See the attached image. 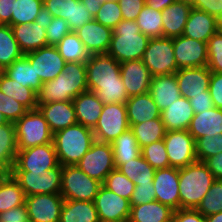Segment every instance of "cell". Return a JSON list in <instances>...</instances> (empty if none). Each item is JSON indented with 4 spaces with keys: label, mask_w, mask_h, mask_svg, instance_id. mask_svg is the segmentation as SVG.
<instances>
[{
    "label": "cell",
    "mask_w": 222,
    "mask_h": 222,
    "mask_svg": "<svg viewBox=\"0 0 222 222\" xmlns=\"http://www.w3.org/2000/svg\"><path fill=\"white\" fill-rule=\"evenodd\" d=\"M90 54H106L112 37V29L95 21L87 22L74 31Z\"/></svg>",
    "instance_id": "obj_22"
},
{
    "label": "cell",
    "mask_w": 222,
    "mask_h": 222,
    "mask_svg": "<svg viewBox=\"0 0 222 222\" xmlns=\"http://www.w3.org/2000/svg\"><path fill=\"white\" fill-rule=\"evenodd\" d=\"M205 217L222 212V179H216L196 208Z\"/></svg>",
    "instance_id": "obj_45"
},
{
    "label": "cell",
    "mask_w": 222,
    "mask_h": 222,
    "mask_svg": "<svg viewBox=\"0 0 222 222\" xmlns=\"http://www.w3.org/2000/svg\"><path fill=\"white\" fill-rule=\"evenodd\" d=\"M63 203L61 194H37L25 199L30 222H60Z\"/></svg>",
    "instance_id": "obj_17"
},
{
    "label": "cell",
    "mask_w": 222,
    "mask_h": 222,
    "mask_svg": "<svg viewBox=\"0 0 222 222\" xmlns=\"http://www.w3.org/2000/svg\"><path fill=\"white\" fill-rule=\"evenodd\" d=\"M18 147L13 122L0 125V163L10 172L15 164Z\"/></svg>",
    "instance_id": "obj_37"
},
{
    "label": "cell",
    "mask_w": 222,
    "mask_h": 222,
    "mask_svg": "<svg viewBox=\"0 0 222 222\" xmlns=\"http://www.w3.org/2000/svg\"><path fill=\"white\" fill-rule=\"evenodd\" d=\"M53 18L54 17L51 15L50 11L45 7H42L34 22L36 24H41L43 28L46 29L50 25Z\"/></svg>",
    "instance_id": "obj_63"
},
{
    "label": "cell",
    "mask_w": 222,
    "mask_h": 222,
    "mask_svg": "<svg viewBox=\"0 0 222 222\" xmlns=\"http://www.w3.org/2000/svg\"><path fill=\"white\" fill-rule=\"evenodd\" d=\"M10 172L0 163V180H3Z\"/></svg>",
    "instance_id": "obj_67"
},
{
    "label": "cell",
    "mask_w": 222,
    "mask_h": 222,
    "mask_svg": "<svg viewBox=\"0 0 222 222\" xmlns=\"http://www.w3.org/2000/svg\"><path fill=\"white\" fill-rule=\"evenodd\" d=\"M206 222H222V212L205 217Z\"/></svg>",
    "instance_id": "obj_66"
},
{
    "label": "cell",
    "mask_w": 222,
    "mask_h": 222,
    "mask_svg": "<svg viewBox=\"0 0 222 222\" xmlns=\"http://www.w3.org/2000/svg\"><path fill=\"white\" fill-rule=\"evenodd\" d=\"M197 161L204 162L207 158L222 152V133L214 136H203L195 141Z\"/></svg>",
    "instance_id": "obj_48"
},
{
    "label": "cell",
    "mask_w": 222,
    "mask_h": 222,
    "mask_svg": "<svg viewBox=\"0 0 222 222\" xmlns=\"http://www.w3.org/2000/svg\"><path fill=\"white\" fill-rule=\"evenodd\" d=\"M191 10V4L178 0L163 9V37L175 38L181 36Z\"/></svg>",
    "instance_id": "obj_26"
},
{
    "label": "cell",
    "mask_w": 222,
    "mask_h": 222,
    "mask_svg": "<svg viewBox=\"0 0 222 222\" xmlns=\"http://www.w3.org/2000/svg\"><path fill=\"white\" fill-rule=\"evenodd\" d=\"M153 186L156 201L170 206L173 210L180 209L178 168L168 167L156 170Z\"/></svg>",
    "instance_id": "obj_19"
},
{
    "label": "cell",
    "mask_w": 222,
    "mask_h": 222,
    "mask_svg": "<svg viewBox=\"0 0 222 222\" xmlns=\"http://www.w3.org/2000/svg\"><path fill=\"white\" fill-rule=\"evenodd\" d=\"M129 126L140 148L164 139L167 132L161 118L152 119L140 124H129Z\"/></svg>",
    "instance_id": "obj_41"
},
{
    "label": "cell",
    "mask_w": 222,
    "mask_h": 222,
    "mask_svg": "<svg viewBox=\"0 0 222 222\" xmlns=\"http://www.w3.org/2000/svg\"><path fill=\"white\" fill-rule=\"evenodd\" d=\"M165 222H175V221H174V218L172 217L171 219H169V220H167Z\"/></svg>",
    "instance_id": "obj_70"
},
{
    "label": "cell",
    "mask_w": 222,
    "mask_h": 222,
    "mask_svg": "<svg viewBox=\"0 0 222 222\" xmlns=\"http://www.w3.org/2000/svg\"><path fill=\"white\" fill-rule=\"evenodd\" d=\"M129 128L126 104L112 103L103 106L102 113L92 130L95 141L111 144Z\"/></svg>",
    "instance_id": "obj_9"
},
{
    "label": "cell",
    "mask_w": 222,
    "mask_h": 222,
    "mask_svg": "<svg viewBox=\"0 0 222 222\" xmlns=\"http://www.w3.org/2000/svg\"><path fill=\"white\" fill-rule=\"evenodd\" d=\"M163 141L170 167L180 169L197 161L195 139L187 130L167 131Z\"/></svg>",
    "instance_id": "obj_13"
},
{
    "label": "cell",
    "mask_w": 222,
    "mask_h": 222,
    "mask_svg": "<svg viewBox=\"0 0 222 222\" xmlns=\"http://www.w3.org/2000/svg\"><path fill=\"white\" fill-rule=\"evenodd\" d=\"M204 163L207 165L215 179H222V152L207 158Z\"/></svg>",
    "instance_id": "obj_62"
},
{
    "label": "cell",
    "mask_w": 222,
    "mask_h": 222,
    "mask_svg": "<svg viewBox=\"0 0 222 222\" xmlns=\"http://www.w3.org/2000/svg\"><path fill=\"white\" fill-rule=\"evenodd\" d=\"M141 155L155 170L170 167L163 139L142 147Z\"/></svg>",
    "instance_id": "obj_47"
},
{
    "label": "cell",
    "mask_w": 222,
    "mask_h": 222,
    "mask_svg": "<svg viewBox=\"0 0 222 222\" xmlns=\"http://www.w3.org/2000/svg\"><path fill=\"white\" fill-rule=\"evenodd\" d=\"M23 55L11 26L0 24V69L3 70Z\"/></svg>",
    "instance_id": "obj_42"
},
{
    "label": "cell",
    "mask_w": 222,
    "mask_h": 222,
    "mask_svg": "<svg viewBox=\"0 0 222 222\" xmlns=\"http://www.w3.org/2000/svg\"><path fill=\"white\" fill-rule=\"evenodd\" d=\"M44 119L47 121L50 131L67 128L77 123L75 108L72 101L53 102L46 105H38Z\"/></svg>",
    "instance_id": "obj_24"
},
{
    "label": "cell",
    "mask_w": 222,
    "mask_h": 222,
    "mask_svg": "<svg viewBox=\"0 0 222 222\" xmlns=\"http://www.w3.org/2000/svg\"><path fill=\"white\" fill-rule=\"evenodd\" d=\"M112 32L107 55L119 63L142 59L150 38L140 31L135 20L120 21Z\"/></svg>",
    "instance_id": "obj_2"
},
{
    "label": "cell",
    "mask_w": 222,
    "mask_h": 222,
    "mask_svg": "<svg viewBox=\"0 0 222 222\" xmlns=\"http://www.w3.org/2000/svg\"><path fill=\"white\" fill-rule=\"evenodd\" d=\"M173 49L178 69L207 66V43L186 36L173 38Z\"/></svg>",
    "instance_id": "obj_15"
},
{
    "label": "cell",
    "mask_w": 222,
    "mask_h": 222,
    "mask_svg": "<svg viewBox=\"0 0 222 222\" xmlns=\"http://www.w3.org/2000/svg\"><path fill=\"white\" fill-rule=\"evenodd\" d=\"M25 199L23 189L10 173L0 180V214L25 204Z\"/></svg>",
    "instance_id": "obj_39"
},
{
    "label": "cell",
    "mask_w": 222,
    "mask_h": 222,
    "mask_svg": "<svg viewBox=\"0 0 222 222\" xmlns=\"http://www.w3.org/2000/svg\"><path fill=\"white\" fill-rule=\"evenodd\" d=\"M209 92L214 107L222 109V73H211Z\"/></svg>",
    "instance_id": "obj_58"
},
{
    "label": "cell",
    "mask_w": 222,
    "mask_h": 222,
    "mask_svg": "<svg viewBox=\"0 0 222 222\" xmlns=\"http://www.w3.org/2000/svg\"><path fill=\"white\" fill-rule=\"evenodd\" d=\"M125 104L129 124H140L161 118V111L149 93L131 96Z\"/></svg>",
    "instance_id": "obj_30"
},
{
    "label": "cell",
    "mask_w": 222,
    "mask_h": 222,
    "mask_svg": "<svg viewBox=\"0 0 222 222\" xmlns=\"http://www.w3.org/2000/svg\"><path fill=\"white\" fill-rule=\"evenodd\" d=\"M94 20L113 29L123 20L120 6L117 1H108L101 4L100 9L94 16Z\"/></svg>",
    "instance_id": "obj_51"
},
{
    "label": "cell",
    "mask_w": 222,
    "mask_h": 222,
    "mask_svg": "<svg viewBox=\"0 0 222 222\" xmlns=\"http://www.w3.org/2000/svg\"><path fill=\"white\" fill-rule=\"evenodd\" d=\"M211 71L207 66L182 68L175 73L180 95L191 99L192 95H205L209 90Z\"/></svg>",
    "instance_id": "obj_21"
},
{
    "label": "cell",
    "mask_w": 222,
    "mask_h": 222,
    "mask_svg": "<svg viewBox=\"0 0 222 222\" xmlns=\"http://www.w3.org/2000/svg\"><path fill=\"white\" fill-rule=\"evenodd\" d=\"M94 142L93 130L80 123L53 134V143L61 166L77 165Z\"/></svg>",
    "instance_id": "obj_3"
},
{
    "label": "cell",
    "mask_w": 222,
    "mask_h": 222,
    "mask_svg": "<svg viewBox=\"0 0 222 222\" xmlns=\"http://www.w3.org/2000/svg\"><path fill=\"white\" fill-rule=\"evenodd\" d=\"M123 20H136L145 6V0H117Z\"/></svg>",
    "instance_id": "obj_55"
},
{
    "label": "cell",
    "mask_w": 222,
    "mask_h": 222,
    "mask_svg": "<svg viewBox=\"0 0 222 222\" xmlns=\"http://www.w3.org/2000/svg\"><path fill=\"white\" fill-rule=\"evenodd\" d=\"M162 112L181 97L175 73L152 76L148 92Z\"/></svg>",
    "instance_id": "obj_25"
},
{
    "label": "cell",
    "mask_w": 222,
    "mask_h": 222,
    "mask_svg": "<svg viewBox=\"0 0 222 222\" xmlns=\"http://www.w3.org/2000/svg\"><path fill=\"white\" fill-rule=\"evenodd\" d=\"M151 201H156L153 183L135 185L130 199V206L147 204Z\"/></svg>",
    "instance_id": "obj_54"
},
{
    "label": "cell",
    "mask_w": 222,
    "mask_h": 222,
    "mask_svg": "<svg viewBox=\"0 0 222 222\" xmlns=\"http://www.w3.org/2000/svg\"><path fill=\"white\" fill-rule=\"evenodd\" d=\"M111 146L116 169L124 164V161L137 158L141 154V148L130 128L116 138Z\"/></svg>",
    "instance_id": "obj_36"
},
{
    "label": "cell",
    "mask_w": 222,
    "mask_h": 222,
    "mask_svg": "<svg viewBox=\"0 0 222 222\" xmlns=\"http://www.w3.org/2000/svg\"><path fill=\"white\" fill-rule=\"evenodd\" d=\"M175 1L176 0H145V4L157 11H162Z\"/></svg>",
    "instance_id": "obj_64"
},
{
    "label": "cell",
    "mask_w": 222,
    "mask_h": 222,
    "mask_svg": "<svg viewBox=\"0 0 222 222\" xmlns=\"http://www.w3.org/2000/svg\"><path fill=\"white\" fill-rule=\"evenodd\" d=\"M70 32L71 29L67 21L59 17H54L50 25L46 28L47 44L56 46Z\"/></svg>",
    "instance_id": "obj_53"
},
{
    "label": "cell",
    "mask_w": 222,
    "mask_h": 222,
    "mask_svg": "<svg viewBox=\"0 0 222 222\" xmlns=\"http://www.w3.org/2000/svg\"><path fill=\"white\" fill-rule=\"evenodd\" d=\"M2 72L23 87H30L35 92H38L43 84L25 55L5 67Z\"/></svg>",
    "instance_id": "obj_33"
},
{
    "label": "cell",
    "mask_w": 222,
    "mask_h": 222,
    "mask_svg": "<svg viewBox=\"0 0 222 222\" xmlns=\"http://www.w3.org/2000/svg\"><path fill=\"white\" fill-rule=\"evenodd\" d=\"M221 28V22L216 17L192 7L182 35L207 43Z\"/></svg>",
    "instance_id": "obj_23"
},
{
    "label": "cell",
    "mask_w": 222,
    "mask_h": 222,
    "mask_svg": "<svg viewBox=\"0 0 222 222\" xmlns=\"http://www.w3.org/2000/svg\"><path fill=\"white\" fill-rule=\"evenodd\" d=\"M189 102L193 108L195 114L208 111L214 108L212 98L210 96L209 90L205 92V95H192Z\"/></svg>",
    "instance_id": "obj_59"
},
{
    "label": "cell",
    "mask_w": 222,
    "mask_h": 222,
    "mask_svg": "<svg viewBox=\"0 0 222 222\" xmlns=\"http://www.w3.org/2000/svg\"><path fill=\"white\" fill-rule=\"evenodd\" d=\"M26 196L37 194H60L62 166L45 172L10 171Z\"/></svg>",
    "instance_id": "obj_8"
},
{
    "label": "cell",
    "mask_w": 222,
    "mask_h": 222,
    "mask_svg": "<svg viewBox=\"0 0 222 222\" xmlns=\"http://www.w3.org/2000/svg\"><path fill=\"white\" fill-rule=\"evenodd\" d=\"M86 91H88L86 64L68 62L65 64L64 70L54 80L42 84L37 92V101L38 105L72 101Z\"/></svg>",
    "instance_id": "obj_1"
},
{
    "label": "cell",
    "mask_w": 222,
    "mask_h": 222,
    "mask_svg": "<svg viewBox=\"0 0 222 222\" xmlns=\"http://www.w3.org/2000/svg\"><path fill=\"white\" fill-rule=\"evenodd\" d=\"M102 185L129 201L135 188V184L116 168L107 175Z\"/></svg>",
    "instance_id": "obj_46"
},
{
    "label": "cell",
    "mask_w": 222,
    "mask_h": 222,
    "mask_svg": "<svg viewBox=\"0 0 222 222\" xmlns=\"http://www.w3.org/2000/svg\"><path fill=\"white\" fill-rule=\"evenodd\" d=\"M54 143L37 145L17 152L11 171L45 172L59 166Z\"/></svg>",
    "instance_id": "obj_11"
},
{
    "label": "cell",
    "mask_w": 222,
    "mask_h": 222,
    "mask_svg": "<svg viewBox=\"0 0 222 222\" xmlns=\"http://www.w3.org/2000/svg\"><path fill=\"white\" fill-rule=\"evenodd\" d=\"M101 185V182L89 177L77 165L62 166L60 194L64 199L94 201Z\"/></svg>",
    "instance_id": "obj_6"
},
{
    "label": "cell",
    "mask_w": 222,
    "mask_h": 222,
    "mask_svg": "<svg viewBox=\"0 0 222 222\" xmlns=\"http://www.w3.org/2000/svg\"><path fill=\"white\" fill-rule=\"evenodd\" d=\"M94 203L100 222H128L131 210L130 201L103 185L100 186Z\"/></svg>",
    "instance_id": "obj_14"
},
{
    "label": "cell",
    "mask_w": 222,
    "mask_h": 222,
    "mask_svg": "<svg viewBox=\"0 0 222 222\" xmlns=\"http://www.w3.org/2000/svg\"><path fill=\"white\" fill-rule=\"evenodd\" d=\"M95 93L99 101L104 105L112 103L125 104L129 99L123 83L100 84V88Z\"/></svg>",
    "instance_id": "obj_49"
},
{
    "label": "cell",
    "mask_w": 222,
    "mask_h": 222,
    "mask_svg": "<svg viewBox=\"0 0 222 222\" xmlns=\"http://www.w3.org/2000/svg\"><path fill=\"white\" fill-rule=\"evenodd\" d=\"M195 113L189 99L180 97L161 112L166 131L187 130Z\"/></svg>",
    "instance_id": "obj_29"
},
{
    "label": "cell",
    "mask_w": 222,
    "mask_h": 222,
    "mask_svg": "<svg viewBox=\"0 0 222 222\" xmlns=\"http://www.w3.org/2000/svg\"><path fill=\"white\" fill-rule=\"evenodd\" d=\"M60 222H100L94 201L64 199Z\"/></svg>",
    "instance_id": "obj_32"
},
{
    "label": "cell",
    "mask_w": 222,
    "mask_h": 222,
    "mask_svg": "<svg viewBox=\"0 0 222 222\" xmlns=\"http://www.w3.org/2000/svg\"><path fill=\"white\" fill-rule=\"evenodd\" d=\"M21 52L25 55L47 46L46 29L35 22L11 25Z\"/></svg>",
    "instance_id": "obj_28"
},
{
    "label": "cell",
    "mask_w": 222,
    "mask_h": 222,
    "mask_svg": "<svg viewBox=\"0 0 222 222\" xmlns=\"http://www.w3.org/2000/svg\"><path fill=\"white\" fill-rule=\"evenodd\" d=\"M173 218L175 222H206L205 216L196 209L174 210Z\"/></svg>",
    "instance_id": "obj_60"
},
{
    "label": "cell",
    "mask_w": 222,
    "mask_h": 222,
    "mask_svg": "<svg viewBox=\"0 0 222 222\" xmlns=\"http://www.w3.org/2000/svg\"><path fill=\"white\" fill-rule=\"evenodd\" d=\"M7 119L4 117L3 114L0 113V125L7 123Z\"/></svg>",
    "instance_id": "obj_68"
},
{
    "label": "cell",
    "mask_w": 222,
    "mask_h": 222,
    "mask_svg": "<svg viewBox=\"0 0 222 222\" xmlns=\"http://www.w3.org/2000/svg\"><path fill=\"white\" fill-rule=\"evenodd\" d=\"M192 7L207 12L220 22L222 21V2L219 0H194Z\"/></svg>",
    "instance_id": "obj_56"
},
{
    "label": "cell",
    "mask_w": 222,
    "mask_h": 222,
    "mask_svg": "<svg viewBox=\"0 0 222 222\" xmlns=\"http://www.w3.org/2000/svg\"><path fill=\"white\" fill-rule=\"evenodd\" d=\"M174 210L159 201L131 206L128 222H165L173 217Z\"/></svg>",
    "instance_id": "obj_34"
},
{
    "label": "cell",
    "mask_w": 222,
    "mask_h": 222,
    "mask_svg": "<svg viewBox=\"0 0 222 222\" xmlns=\"http://www.w3.org/2000/svg\"><path fill=\"white\" fill-rule=\"evenodd\" d=\"M0 222H30L26 205L23 204L2 212Z\"/></svg>",
    "instance_id": "obj_57"
},
{
    "label": "cell",
    "mask_w": 222,
    "mask_h": 222,
    "mask_svg": "<svg viewBox=\"0 0 222 222\" xmlns=\"http://www.w3.org/2000/svg\"><path fill=\"white\" fill-rule=\"evenodd\" d=\"M0 91L21 103L28 110L37 109V92L30 87H23L18 82L7 77L2 71L0 72Z\"/></svg>",
    "instance_id": "obj_35"
},
{
    "label": "cell",
    "mask_w": 222,
    "mask_h": 222,
    "mask_svg": "<svg viewBox=\"0 0 222 222\" xmlns=\"http://www.w3.org/2000/svg\"><path fill=\"white\" fill-rule=\"evenodd\" d=\"M77 166L89 177L103 183L107 175L115 169L111 144L95 141Z\"/></svg>",
    "instance_id": "obj_10"
},
{
    "label": "cell",
    "mask_w": 222,
    "mask_h": 222,
    "mask_svg": "<svg viewBox=\"0 0 222 222\" xmlns=\"http://www.w3.org/2000/svg\"><path fill=\"white\" fill-rule=\"evenodd\" d=\"M86 64L88 91L95 92L100 84L123 83L120 63L107 54H91Z\"/></svg>",
    "instance_id": "obj_12"
},
{
    "label": "cell",
    "mask_w": 222,
    "mask_h": 222,
    "mask_svg": "<svg viewBox=\"0 0 222 222\" xmlns=\"http://www.w3.org/2000/svg\"><path fill=\"white\" fill-rule=\"evenodd\" d=\"M56 48L66 63L80 62L86 63L91 54L74 31L67 34L57 45Z\"/></svg>",
    "instance_id": "obj_40"
},
{
    "label": "cell",
    "mask_w": 222,
    "mask_h": 222,
    "mask_svg": "<svg viewBox=\"0 0 222 222\" xmlns=\"http://www.w3.org/2000/svg\"><path fill=\"white\" fill-rule=\"evenodd\" d=\"M135 21L140 31L149 38L163 37L162 11L145 4Z\"/></svg>",
    "instance_id": "obj_43"
},
{
    "label": "cell",
    "mask_w": 222,
    "mask_h": 222,
    "mask_svg": "<svg viewBox=\"0 0 222 222\" xmlns=\"http://www.w3.org/2000/svg\"><path fill=\"white\" fill-rule=\"evenodd\" d=\"M120 74L128 97L149 92L152 75L142 60L120 63Z\"/></svg>",
    "instance_id": "obj_20"
},
{
    "label": "cell",
    "mask_w": 222,
    "mask_h": 222,
    "mask_svg": "<svg viewBox=\"0 0 222 222\" xmlns=\"http://www.w3.org/2000/svg\"><path fill=\"white\" fill-rule=\"evenodd\" d=\"M187 131L195 141L203 136H214L222 133V109L211 108L208 111L197 113L192 118Z\"/></svg>",
    "instance_id": "obj_31"
},
{
    "label": "cell",
    "mask_w": 222,
    "mask_h": 222,
    "mask_svg": "<svg viewBox=\"0 0 222 222\" xmlns=\"http://www.w3.org/2000/svg\"><path fill=\"white\" fill-rule=\"evenodd\" d=\"M43 7L48 9L53 17L67 21L71 31H76L94 19L80 0H43Z\"/></svg>",
    "instance_id": "obj_18"
},
{
    "label": "cell",
    "mask_w": 222,
    "mask_h": 222,
    "mask_svg": "<svg viewBox=\"0 0 222 222\" xmlns=\"http://www.w3.org/2000/svg\"><path fill=\"white\" fill-rule=\"evenodd\" d=\"M18 150L53 142V133L40 110H28L15 123Z\"/></svg>",
    "instance_id": "obj_5"
},
{
    "label": "cell",
    "mask_w": 222,
    "mask_h": 222,
    "mask_svg": "<svg viewBox=\"0 0 222 222\" xmlns=\"http://www.w3.org/2000/svg\"><path fill=\"white\" fill-rule=\"evenodd\" d=\"M28 109L13 98L6 96L0 91V113L9 122L15 123L19 120Z\"/></svg>",
    "instance_id": "obj_52"
},
{
    "label": "cell",
    "mask_w": 222,
    "mask_h": 222,
    "mask_svg": "<svg viewBox=\"0 0 222 222\" xmlns=\"http://www.w3.org/2000/svg\"><path fill=\"white\" fill-rule=\"evenodd\" d=\"M207 67L212 73H222V28L207 42Z\"/></svg>",
    "instance_id": "obj_50"
},
{
    "label": "cell",
    "mask_w": 222,
    "mask_h": 222,
    "mask_svg": "<svg viewBox=\"0 0 222 222\" xmlns=\"http://www.w3.org/2000/svg\"><path fill=\"white\" fill-rule=\"evenodd\" d=\"M86 5V10L89 11L94 17L103 3L101 0H80Z\"/></svg>",
    "instance_id": "obj_65"
},
{
    "label": "cell",
    "mask_w": 222,
    "mask_h": 222,
    "mask_svg": "<svg viewBox=\"0 0 222 222\" xmlns=\"http://www.w3.org/2000/svg\"><path fill=\"white\" fill-rule=\"evenodd\" d=\"M42 83L54 80L65 68V60L56 46L47 45L25 54Z\"/></svg>",
    "instance_id": "obj_16"
},
{
    "label": "cell",
    "mask_w": 222,
    "mask_h": 222,
    "mask_svg": "<svg viewBox=\"0 0 222 222\" xmlns=\"http://www.w3.org/2000/svg\"><path fill=\"white\" fill-rule=\"evenodd\" d=\"M215 180L204 162L196 161L180 168V209H196Z\"/></svg>",
    "instance_id": "obj_4"
},
{
    "label": "cell",
    "mask_w": 222,
    "mask_h": 222,
    "mask_svg": "<svg viewBox=\"0 0 222 222\" xmlns=\"http://www.w3.org/2000/svg\"><path fill=\"white\" fill-rule=\"evenodd\" d=\"M117 169L135 185L153 183L156 171L141 154L137 158L124 161Z\"/></svg>",
    "instance_id": "obj_38"
},
{
    "label": "cell",
    "mask_w": 222,
    "mask_h": 222,
    "mask_svg": "<svg viewBox=\"0 0 222 222\" xmlns=\"http://www.w3.org/2000/svg\"><path fill=\"white\" fill-rule=\"evenodd\" d=\"M102 2H108V1H117V0H101Z\"/></svg>",
    "instance_id": "obj_71"
},
{
    "label": "cell",
    "mask_w": 222,
    "mask_h": 222,
    "mask_svg": "<svg viewBox=\"0 0 222 222\" xmlns=\"http://www.w3.org/2000/svg\"><path fill=\"white\" fill-rule=\"evenodd\" d=\"M15 0H0V24L11 26L12 12Z\"/></svg>",
    "instance_id": "obj_61"
},
{
    "label": "cell",
    "mask_w": 222,
    "mask_h": 222,
    "mask_svg": "<svg viewBox=\"0 0 222 222\" xmlns=\"http://www.w3.org/2000/svg\"><path fill=\"white\" fill-rule=\"evenodd\" d=\"M43 7V0H15L11 25L34 22Z\"/></svg>",
    "instance_id": "obj_44"
},
{
    "label": "cell",
    "mask_w": 222,
    "mask_h": 222,
    "mask_svg": "<svg viewBox=\"0 0 222 222\" xmlns=\"http://www.w3.org/2000/svg\"><path fill=\"white\" fill-rule=\"evenodd\" d=\"M141 60L152 76L176 73L173 38H150Z\"/></svg>",
    "instance_id": "obj_7"
},
{
    "label": "cell",
    "mask_w": 222,
    "mask_h": 222,
    "mask_svg": "<svg viewBox=\"0 0 222 222\" xmlns=\"http://www.w3.org/2000/svg\"><path fill=\"white\" fill-rule=\"evenodd\" d=\"M76 121L81 125L93 129L102 113L104 104L99 101L95 92L86 91L73 100Z\"/></svg>",
    "instance_id": "obj_27"
},
{
    "label": "cell",
    "mask_w": 222,
    "mask_h": 222,
    "mask_svg": "<svg viewBox=\"0 0 222 222\" xmlns=\"http://www.w3.org/2000/svg\"><path fill=\"white\" fill-rule=\"evenodd\" d=\"M178 1H182V2H186V3H189V4H193L194 0H178Z\"/></svg>",
    "instance_id": "obj_69"
}]
</instances>
